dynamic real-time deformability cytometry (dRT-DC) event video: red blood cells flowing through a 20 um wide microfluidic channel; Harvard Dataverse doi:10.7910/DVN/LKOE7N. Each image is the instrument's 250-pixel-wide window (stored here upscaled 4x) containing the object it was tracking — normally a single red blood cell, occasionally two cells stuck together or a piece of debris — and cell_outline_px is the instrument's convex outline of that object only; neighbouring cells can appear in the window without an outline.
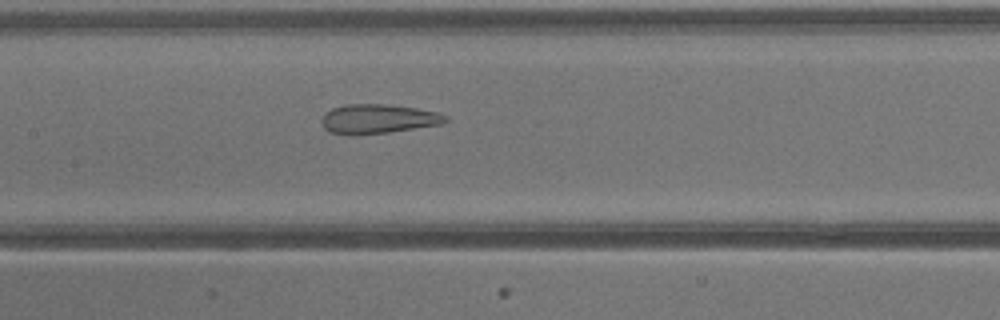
{"species": "common noctule bat (a hibernating species)", "species_latin": "Nyctalus noctula", "temperature_condition": "warm", "stored_images_in_passage": 33, "camera_frame_rate_fps": 3000, "um_per_image_px": 0.085, "animal": {"sex": "male", "body_mass_g": 13.3}, "frame": {"image": 1, "passage_image": 15, "time_ms": 4.667, "image_size_px": [1000, 320], "cell_outline_px": [[448, 120], [440, 124], [388, 132], [352, 136], [348, 136], [328, 132], [320, 124], [320, 120], [324, 112], [332, 108], [344, 104], [384, 104], [416, 108], [440, 112], [448, 116]], "centroid_in_image_um": [32.06, 10.11], "position_along_channel_um": 175.3, "area_um2": 21.56}}
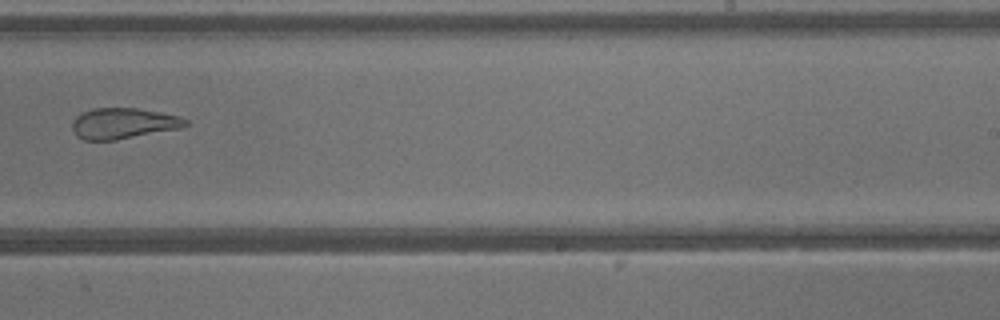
{"frame": {"image": 2, "passage_image": 21, "time_ms": 6.667, "image_size_px": [1000, 320], "cell_outline_px": [[188, 124], [184, 128], [116, 140], [84, 140], [76, 136], [72, 128], [72, 124], [76, 116], [92, 108], [136, 108], [160, 112], [180, 116], [188, 120]], "centroid_in_image_um": [10.52, 10.49], "position_along_channel_um": 278.5, "area_um2": 20.52}}
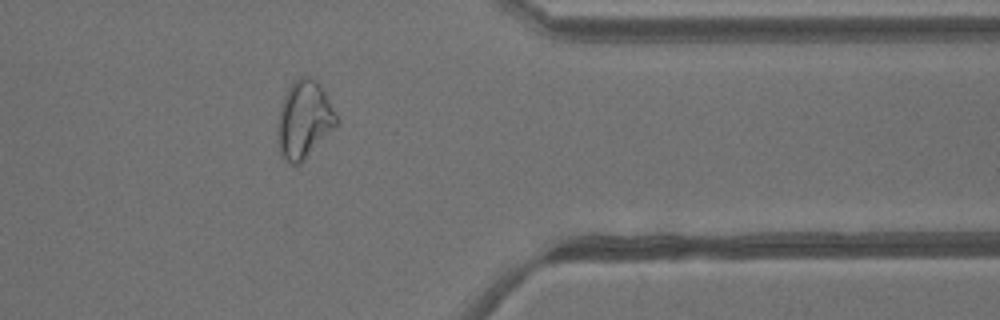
{"frame": {"image": 3, "passage_image": 28, "time_ms": 9.0, "image_size_px": [1000, 320], "cell_outline_px": [[340, 120], [300, 164], [292, 164], [284, 160], [280, 152], [276, 136], [276, 124], [280, 108], [284, 96], [288, 88], [300, 76], [308, 76], [316, 80], [320, 84]], "centroid_in_image_um": [25.82, 10.16], "position_along_channel_um": 385.6, "area_um2": 26.47}}